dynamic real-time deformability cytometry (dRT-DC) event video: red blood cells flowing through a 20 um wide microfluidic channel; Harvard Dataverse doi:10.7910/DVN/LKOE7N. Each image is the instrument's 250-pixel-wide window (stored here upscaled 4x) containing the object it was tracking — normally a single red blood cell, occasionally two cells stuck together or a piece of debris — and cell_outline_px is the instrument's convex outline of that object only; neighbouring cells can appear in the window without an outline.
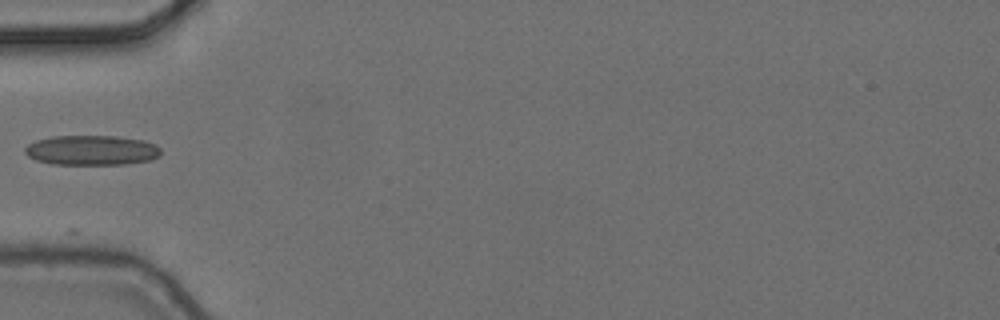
{"species": "common noctule bat (a hibernating species)", "species_latin": "Nyctalus noctula", "temperature_condition": "cold", "stored_images_in_passage": 2, "camera_frame_rate_fps": 3000, "um_per_image_px": 0.085, "animal": {"sex": "female", "body_mass_g": 24.6, "forearm_length_mm": 56.2}, "frame": {"image": 1, "passage_image": 1, "time_ms": 0.0, "image_size_px": [1000, 320], "cell_outline_px": [[160, 156], [152, 160], [124, 164], [52, 164], [36, 160], [28, 156], [24, 152], [24, 148], [28, 144], [36, 140], [52, 136], [116, 136], [144, 140], [156, 144], [160, 148]], "centroid_in_image_um": [7.8, 12.77], "position_along_channel_um": 77.2, "area_um2": 23.81}}
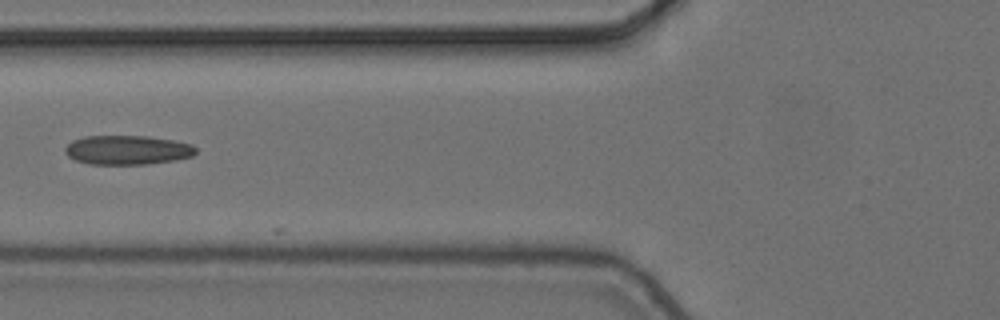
{"frame": {"image": 2, "passage_image": 2, "time_ms": 0.333, "image_size_px": [1000, 320], "cell_outline_px": [[196, 152], [192, 156], [176, 160], [148, 164], [88, 164], [76, 160], [68, 156], [64, 152], [64, 148], [72, 140], [84, 136], [148, 136], [176, 140], [192, 144], [196, 148]], "centroid_in_image_um": [10.83, 12.74], "position_along_channel_um": 115.0, "area_um2": 22.48}}